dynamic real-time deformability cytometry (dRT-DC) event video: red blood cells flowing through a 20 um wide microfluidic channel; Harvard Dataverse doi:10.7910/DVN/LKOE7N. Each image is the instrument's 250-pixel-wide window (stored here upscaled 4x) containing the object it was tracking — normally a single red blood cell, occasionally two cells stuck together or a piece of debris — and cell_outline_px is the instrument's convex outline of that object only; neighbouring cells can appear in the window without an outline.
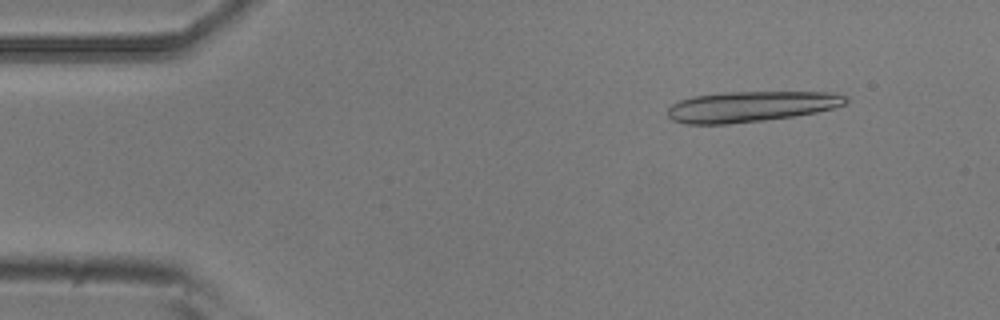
{"species": "common noctule bat (a hibernating species)", "species_latin": "Nyctalus noctula", "temperature_condition": "room temperature", "stored_images_in_passage": 17, "camera_frame_rate_fps": 3000, "um_per_image_px": 0.085, "animal": {"sex": "male", "body_mass_g": 20.5, "forearm_length_mm": 52.5}, "frame": {"image": 1, "passage_image": 6, "time_ms": 1.667, "image_size_px": [1000, 320], "cell_outline_px": [[848, 100], [844, 104], [832, 108], [816, 112], [792, 116], [764, 120], [728, 124], [684, 124], [672, 120], [668, 116], [668, 108], [672, 104], [680, 100], [692, 96], [724, 92], [836, 92], [848, 96]], "centroid_in_image_um": [63.81, 9.05], "position_along_channel_um": 21.2, "area_um2": 31.85}}